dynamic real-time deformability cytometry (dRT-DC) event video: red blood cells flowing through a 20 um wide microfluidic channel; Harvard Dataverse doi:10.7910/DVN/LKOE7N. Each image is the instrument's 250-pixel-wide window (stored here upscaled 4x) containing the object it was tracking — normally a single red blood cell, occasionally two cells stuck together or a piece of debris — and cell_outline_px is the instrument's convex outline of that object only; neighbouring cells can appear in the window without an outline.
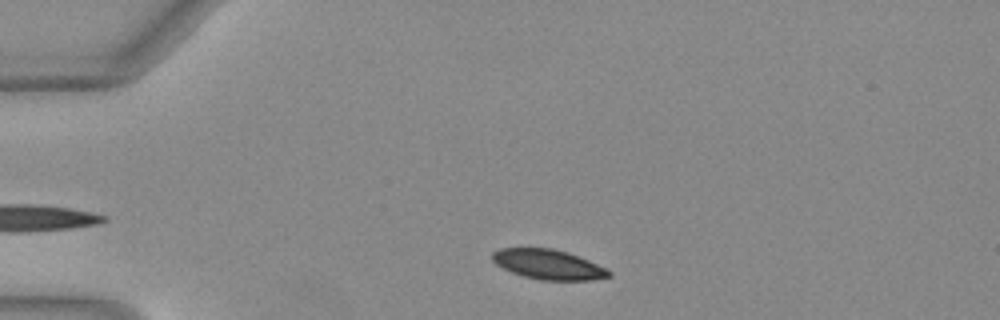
{"species": "Egyptian fruit bat (a non-hibernating species)", "species_latin": "Rousettus aegyptiacus", "temperature_condition": "warm", "stored_images_in_passage": 43, "camera_frame_rate_fps": 3000, "um_per_image_px": 0.085, "animal": {"sex": "female"}, "frame": {"image": 1, "passage_image": 4, "time_ms": 1.0, "image_size_px": [1000, 320], "cell_outline_px": [[612, 276], [592, 280], [540, 280], [524, 276], [512, 272], [496, 264], [492, 260], [492, 252], [500, 248], [552, 248], [568, 252], [588, 260], [612, 272]], "centroid_in_image_um": [46.6, 22.47], "position_along_channel_um": 38.4, "area_um2": 20.17}}
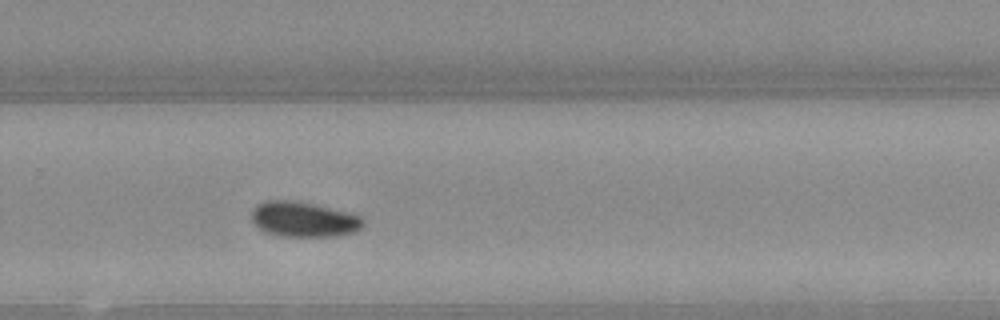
{"frame": {"image": 2, "passage_image": 27, "time_ms": 8.667, "image_size_px": [1000, 320], "cell_outline_px": [[364, 224], [356, 232], [336, 236], [280, 236], [264, 232], [252, 220], [252, 208], [256, 204], [264, 200], [296, 200], [348, 212], [360, 216], [364, 220]], "centroid_in_image_um": [25.8, 18.63], "position_along_channel_um": 304.0, "area_um2": 23.0}}
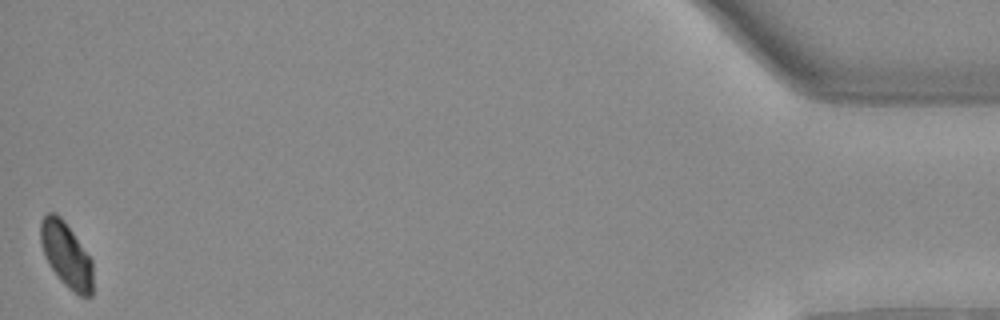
{"frame": {"image": 3, "passage_image": 43, "time_ms": 14.0, "image_size_px": [1000, 320], "cell_outline_px": [[92, 296], [80, 296], [68, 288], [60, 280], [44, 256], [40, 244], [40, 220], [48, 212], [56, 212], [64, 220], [92, 260]], "centroid_in_image_um": [5.61, 21.64], "position_along_channel_um": 429.6, "area_um2": 19.83}, "authors_computed_cell_mechanics": {"area_um2": 21.7328, "velocity_mm_per_s": 4.0241, "shape_relaxation_time_tau1_ms": 10.7088, "shape_relaxation_time_tau2_ms": null, "deformation_change_tau1": 0.1923, "deformation_change_tau2": null}}